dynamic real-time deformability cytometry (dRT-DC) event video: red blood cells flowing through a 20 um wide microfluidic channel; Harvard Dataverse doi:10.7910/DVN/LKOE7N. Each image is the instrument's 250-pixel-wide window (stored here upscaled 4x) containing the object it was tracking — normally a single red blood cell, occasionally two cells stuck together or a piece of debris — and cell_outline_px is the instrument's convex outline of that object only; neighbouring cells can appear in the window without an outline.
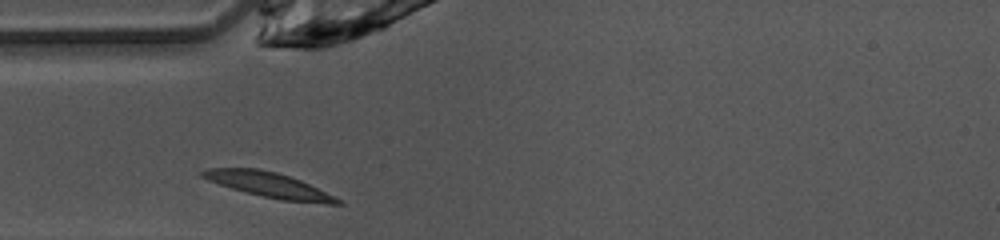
{"species": "common noctule bat (a hibernating species)", "species_latin": "Nyctalus noctula", "temperature_condition": "warm", "stored_images_in_passage": 25, "camera_frame_rate_fps": 3000, "um_per_image_px": 0.085, "animal": {"sex": "female", "body_mass_g": 10.0, "forearm_length_mm": 53.1}, "frame": {"image": 1, "passage_image": 1, "time_ms": 0.0, "image_size_px": [1000, 240], "cell_outline_px": [[344, 204], [328, 204], [280, 200], [244, 192], [208, 180], [200, 176], [200, 172], [208, 168], [256, 168], [276, 172], [300, 180], [344, 200]], "centroid_in_image_um": [22.9, 15.73], "position_along_channel_um": 62.1, "area_um2": 19.71}}
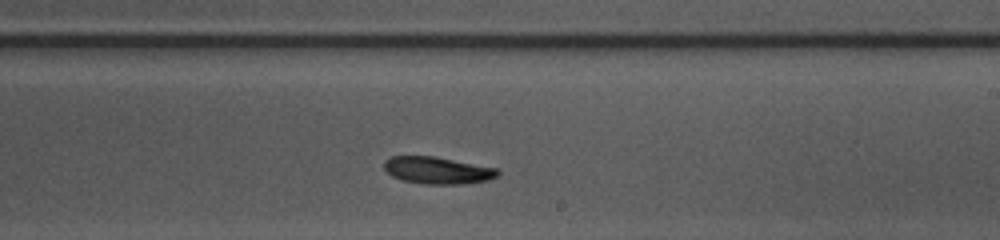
{"frame": {"image": 2, "passage_image": 15, "time_ms": 4.667, "image_size_px": [1000, 240], "cell_outline_px": [[500, 172], [496, 176], [488, 180], [460, 184], [428, 184], [404, 180], [392, 176], [384, 168], [384, 160], [392, 156], [432, 156], [496, 168]], "centroid_in_image_um": [37.16, 14.47], "position_along_channel_um": 251.8, "area_um2": 17.57}}
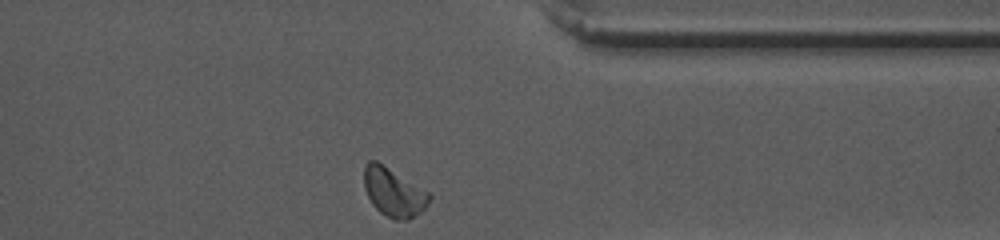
{"frame": {"image": 3, "passage_image": 25, "time_ms": 8.0, "image_size_px": [1000, 240], "cell_outline_px": [[432, 196], [428, 204], [420, 212], [408, 220], [392, 220], [380, 212], [372, 204], [364, 188], [364, 164], [368, 160], [376, 160], [428, 192]], "centroid_in_image_um": [33.43, 16.35], "position_along_channel_um": 378.0, "area_um2": 18.38}, "authors_computed_cell_mechanics": {"area_um2": 18.2648, "velocity_mm_per_s": 4.0617, "shape_relaxation_time_tau1_ms": 2.6176, "shape_relaxation_time_tau2_ms": null, "deformation_change_tau1": 0.0892, "deformation_change_tau2": null}}